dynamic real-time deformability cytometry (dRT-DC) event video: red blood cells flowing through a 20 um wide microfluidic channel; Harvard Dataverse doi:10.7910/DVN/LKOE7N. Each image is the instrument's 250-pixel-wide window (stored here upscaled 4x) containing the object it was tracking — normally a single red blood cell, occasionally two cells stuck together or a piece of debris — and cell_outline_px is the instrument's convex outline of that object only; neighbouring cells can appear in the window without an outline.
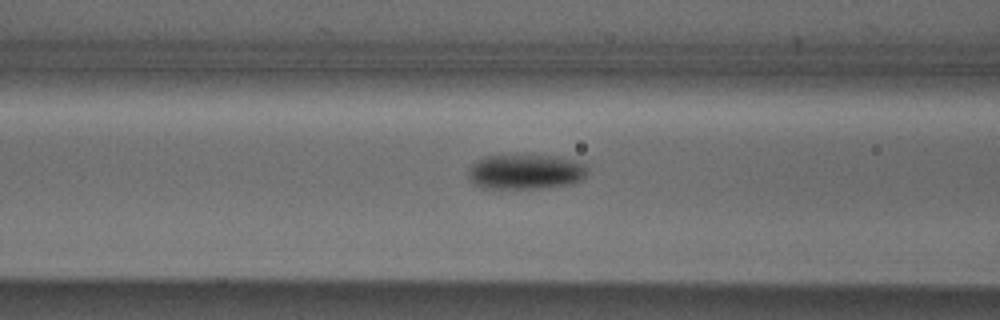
{"species": "Egyptian fruit bat (a non-hibernating species)", "species_latin": "Rousettus aegyptiacus", "temperature_condition": "cold", "stored_images_in_passage": 21, "camera_frame_rate_fps": 3000, "um_per_image_px": 0.085, "animal": {"sex": "male"}, "frame": {"image": 1, "passage_image": 9, "time_ms": 2.667, "image_size_px": [1000, 320], "cell_outline_px": [[588, 172], [584, 180], [572, 184], [540, 188], [480, 188], [472, 184], [468, 180], [468, 168], [472, 164], [484, 156], [556, 156], [576, 160], [588, 164]], "centroid_in_image_um": [44.7, 14.61], "position_along_channel_um": 121.9, "area_um2": 24.68}}
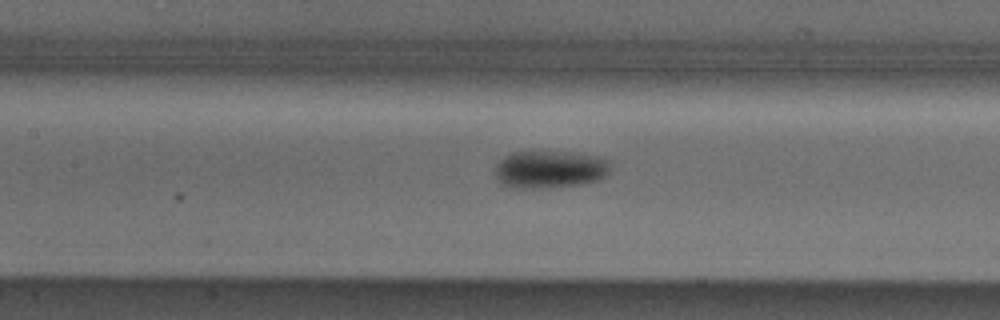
{"frame": {"image": 2, "passage_image": 12, "time_ms": 3.667, "image_size_px": [1000, 320], "cell_outline_px": [[608, 172], [604, 176], [596, 180], [580, 184], [548, 188], [516, 188], [500, 184], [496, 176], [496, 164], [504, 156], [512, 152], [560, 152], [596, 156], [604, 160], [608, 164]], "centroid_in_image_um": [46.65, 14.41], "position_along_channel_um": 160.8, "area_um2": 24.8}}
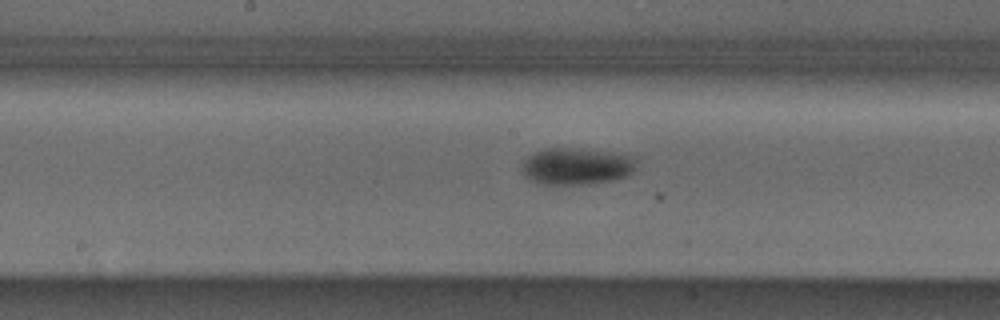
{"frame": {"image": 3, "passage_image": 15, "time_ms": 4.667, "image_size_px": [1000, 320], "cell_outline_px": [[636, 160], [632, 172], [628, 176], [612, 180], [588, 184], [548, 184], [532, 180], [524, 176], [524, 160], [528, 156], [544, 148], [568, 148], [604, 152], [636, 156]], "centroid_in_image_um": [49.02, 14.13], "position_along_channel_um": 199.2, "area_um2": 24.04}}